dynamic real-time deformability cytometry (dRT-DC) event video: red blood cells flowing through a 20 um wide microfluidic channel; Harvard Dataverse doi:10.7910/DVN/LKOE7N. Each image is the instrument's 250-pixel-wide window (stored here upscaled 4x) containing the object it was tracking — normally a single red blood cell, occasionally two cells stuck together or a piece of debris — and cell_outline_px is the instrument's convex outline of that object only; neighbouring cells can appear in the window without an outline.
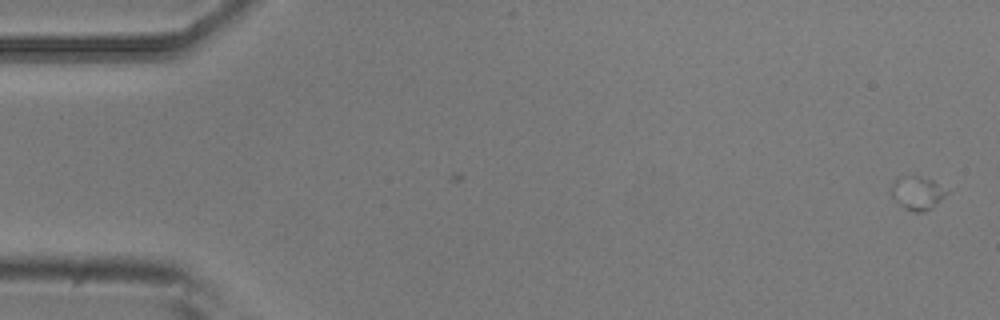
{"species": "common noctule bat (a hibernating species)", "species_latin": "Nyctalus noctula", "temperature_condition": "room temperature", "stored_images_in_passage": 7, "camera_frame_rate_fps": 3000, "um_per_image_px": 0.085, "animal": {"sex": "male", "body_mass_g": 20.5, "forearm_length_mm": 52.5}, "frame": {"image": 1, "passage_image": 1, "time_ms": 0.0, "image_size_px": [1000, 320], "cell_outline_px": [[948, 192], [932, 208], [924, 212], [912, 212], [904, 208], [892, 196], [892, 184], [900, 176], [916, 176], [932, 180]], "centroid_in_image_um": [77.95, 16.42], "position_along_channel_um": 7.0, "area_um2": 10.46}}